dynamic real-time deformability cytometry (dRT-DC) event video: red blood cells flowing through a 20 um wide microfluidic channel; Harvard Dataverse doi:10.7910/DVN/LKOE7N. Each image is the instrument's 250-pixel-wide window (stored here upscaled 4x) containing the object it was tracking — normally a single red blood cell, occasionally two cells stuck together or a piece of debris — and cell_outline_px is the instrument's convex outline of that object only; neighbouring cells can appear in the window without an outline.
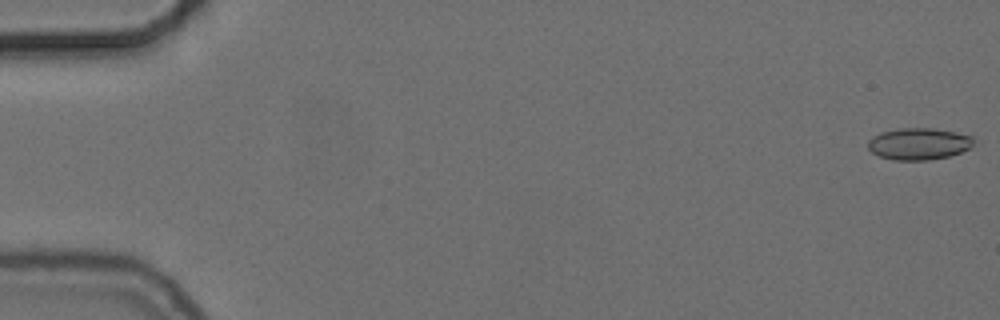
{"species": "common noctule bat (a hibernating species)", "species_latin": "Nyctalus noctula", "temperature_condition": "cold", "stored_images_in_passage": 56, "camera_frame_rate_fps": 3000, "um_per_image_px": 0.085, "animal": {"sex": "female", "body_mass_g": 24.6, "forearm_length_mm": 56.2}, "frame": {"image": 1, "passage_image": 1, "time_ms": 0.0, "image_size_px": [1000, 320], "cell_outline_px": [[976, 140], [972, 148], [948, 156], [928, 160], [892, 160], [880, 156], [872, 152], [868, 148], [868, 140], [872, 136], [880, 132], [900, 128], [932, 128], [956, 132], [972, 136]], "centroid_in_image_um": [78.11, 12.22], "position_along_channel_um": 6.9, "area_um2": 19.77}}
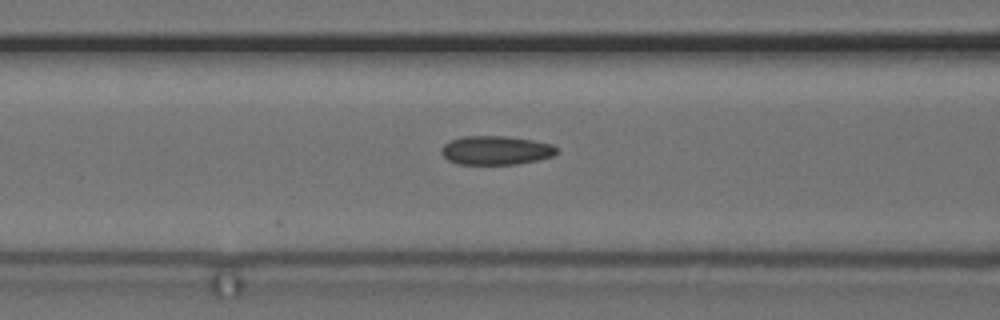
{"frame": {"image": 2, "passage_image": 23, "time_ms": 7.333, "image_size_px": [1000, 320], "cell_outline_px": [[560, 152], [552, 156], [536, 160], [516, 164], [456, 164], [448, 160], [440, 152], [440, 148], [444, 144], [452, 140], [464, 136], [504, 136], [532, 140], [552, 144], [560, 148]], "centroid_in_image_um": [42.17, 12.78], "position_along_channel_um": 124.4, "area_um2": 19.48}}
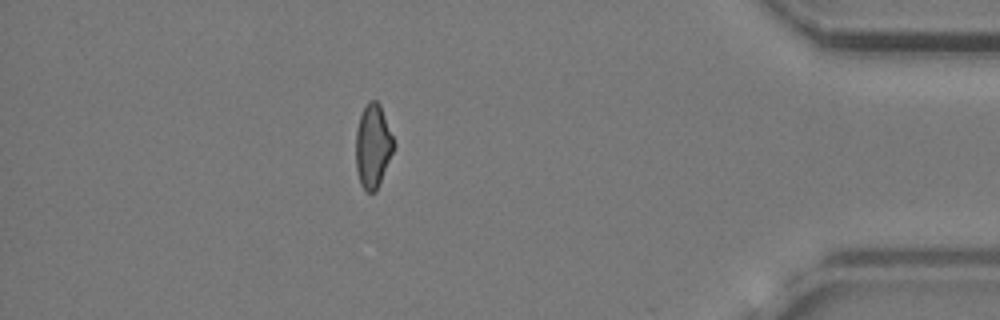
{"frame": {"image": 3, "passage_image": 49, "time_ms": 16.0, "image_size_px": [1000, 320], "cell_outline_px": [[396, 144], [376, 192], [368, 192], [360, 184], [356, 168], [356, 128], [360, 116], [368, 100], [376, 100], [380, 104]], "centroid_in_image_um": [31.7, 12.4], "position_along_channel_um": 403.5, "area_um2": 18.5}, "authors_computed_cell_mechanics": {"area_um2": 19.1896, "velocity_mm_per_s": 3.7235, "shape_relaxation_time_tau1_ms": null, "shape_relaxation_time_tau2_ms": 2.5829, "deformation_change_tau1": null, "deformation_change_tau2": 0.0792}}